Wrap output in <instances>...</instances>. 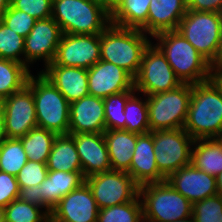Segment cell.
Returning a JSON list of instances; mask_svg holds the SVG:
<instances>
[{
	"mask_svg": "<svg viewBox=\"0 0 222 222\" xmlns=\"http://www.w3.org/2000/svg\"><path fill=\"white\" fill-rule=\"evenodd\" d=\"M84 182L82 172L48 171L47 177L39 187L41 199L52 210L64 196Z\"/></svg>",
	"mask_w": 222,
	"mask_h": 222,
	"instance_id": "24",
	"label": "cell"
},
{
	"mask_svg": "<svg viewBox=\"0 0 222 222\" xmlns=\"http://www.w3.org/2000/svg\"><path fill=\"white\" fill-rule=\"evenodd\" d=\"M98 209L125 204L139 195V186L123 171H108L85 178Z\"/></svg>",
	"mask_w": 222,
	"mask_h": 222,
	"instance_id": "11",
	"label": "cell"
},
{
	"mask_svg": "<svg viewBox=\"0 0 222 222\" xmlns=\"http://www.w3.org/2000/svg\"><path fill=\"white\" fill-rule=\"evenodd\" d=\"M62 34L59 24L52 17L36 20L24 39V64L29 68L41 59L45 67L52 63Z\"/></svg>",
	"mask_w": 222,
	"mask_h": 222,
	"instance_id": "14",
	"label": "cell"
},
{
	"mask_svg": "<svg viewBox=\"0 0 222 222\" xmlns=\"http://www.w3.org/2000/svg\"><path fill=\"white\" fill-rule=\"evenodd\" d=\"M0 222H6L5 221V208L0 206Z\"/></svg>",
	"mask_w": 222,
	"mask_h": 222,
	"instance_id": "48",
	"label": "cell"
},
{
	"mask_svg": "<svg viewBox=\"0 0 222 222\" xmlns=\"http://www.w3.org/2000/svg\"><path fill=\"white\" fill-rule=\"evenodd\" d=\"M2 118H0V142L2 141V139L4 138L3 137V132H2V121H1Z\"/></svg>",
	"mask_w": 222,
	"mask_h": 222,
	"instance_id": "51",
	"label": "cell"
},
{
	"mask_svg": "<svg viewBox=\"0 0 222 222\" xmlns=\"http://www.w3.org/2000/svg\"><path fill=\"white\" fill-rule=\"evenodd\" d=\"M48 175L46 163L28 160L16 176L19 188L40 185Z\"/></svg>",
	"mask_w": 222,
	"mask_h": 222,
	"instance_id": "38",
	"label": "cell"
},
{
	"mask_svg": "<svg viewBox=\"0 0 222 222\" xmlns=\"http://www.w3.org/2000/svg\"><path fill=\"white\" fill-rule=\"evenodd\" d=\"M52 18L63 34H101L111 24L99 0H53Z\"/></svg>",
	"mask_w": 222,
	"mask_h": 222,
	"instance_id": "4",
	"label": "cell"
},
{
	"mask_svg": "<svg viewBox=\"0 0 222 222\" xmlns=\"http://www.w3.org/2000/svg\"><path fill=\"white\" fill-rule=\"evenodd\" d=\"M151 133L156 165L166 179L191 163L194 139L184 128L157 130Z\"/></svg>",
	"mask_w": 222,
	"mask_h": 222,
	"instance_id": "9",
	"label": "cell"
},
{
	"mask_svg": "<svg viewBox=\"0 0 222 222\" xmlns=\"http://www.w3.org/2000/svg\"><path fill=\"white\" fill-rule=\"evenodd\" d=\"M136 91H123L112 94L104 100L105 128L126 130L124 108L128 98Z\"/></svg>",
	"mask_w": 222,
	"mask_h": 222,
	"instance_id": "34",
	"label": "cell"
},
{
	"mask_svg": "<svg viewBox=\"0 0 222 222\" xmlns=\"http://www.w3.org/2000/svg\"><path fill=\"white\" fill-rule=\"evenodd\" d=\"M217 139H218L219 142L222 144V133L217 137Z\"/></svg>",
	"mask_w": 222,
	"mask_h": 222,
	"instance_id": "52",
	"label": "cell"
},
{
	"mask_svg": "<svg viewBox=\"0 0 222 222\" xmlns=\"http://www.w3.org/2000/svg\"><path fill=\"white\" fill-rule=\"evenodd\" d=\"M30 75L31 70L25 64L0 58V96L5 99L22 90Z\"/></svg>",
	"mask_w": 222,
	"mask_h": 222,
	"instance_id": "28",
	"label": "cell"
},
{
	"mask_svg": "<svg viewBox=\"0 0 222 222\" xmlns=\"http://www.w3.org/2000/svg\"><path fill=\"white\" fill-rule=\"evenodd\" d=\"M166 181L192 204L218 194L216 177L198 170L192 163L172 173Z\"/></svg>",
	"mask_w": 222,
	"mask_h": 222,
	"instance_id": "17",
	"label": "cell"
},
{
	"mask_svg": "<svg viewBox=\"0 0 222 222\" xmlns=\"http://www.w3.org/2000/svg\"><path fill=\"white\" fill-rule=\"evenodd\" d=\"M222 13L187 10L177 31L210 63L219 62Z\"/></svg>",
	"mask_w": 222,
	"mask_h": 222,
	"instance_id": "7",
	"label": "cell"
},
{
	"mask_svg": "<svg viewBox=\"0 0 222 222\" xmlns=\"http://www.w3.org/2000/svg\"><path fill=\"white\" fill-rule=\"evenodd\" d=\"M209 80L222 95V62L210 65Z\"/></svg>",
	"mask_w": 222,
	"mask_h": 222,
	"instance_id": "43",
	"label": "cell"
},
{
	"mask_svg": "<svg viewBox=\"0 0 222 222\" xmlns=\"http://www.w3.org/2000/svg\"><path fill=\"white\" fill-rule=\"evenodd\" d=\"M124 0H101L105 9L112 14Z\"/></svg>",
	"mask_w": 222,
	"mask_h": 222,
	"instance_id": "44",
	"label": "cell"
},
{
	"mask_svg": "<svg viewBox=\"0 0 222 222\" xmlns=\"http://www.w3.org/2000/svg\"><path fill=\"white\" fill-rule=\"evenodd\" d=\"M153 134H137L130 169L127 172L140 187L149 183H160L166 178L159 172L154 156Z\"/></svg>",
	"mask_w": 222,
	"mask_h": 222,
	"instance_id": "21",
	"label": "cell"
},
{
	"mask_svg": "<svg viewBox=\"0 0 222 222\" xmlns=\"http://www.w3.org/2000/svg\"><path fill=\"white\" fill-rule=\"evenodd\" d=\"M69 135L74 139L84 178L112 170L103 133Z\"/></svg>",
	"mask_w": 222,
	"mask_h": 222,
	"instance_id": "18",
	"label": "cell"
},
{
	"mask_svg": "<svg viewBox=\"0 0 222 222\" xmlns=\"http://www.w3.org/2000/svg\"><path fill=\"white\" fill-rule=\"evenodd\" d=\"M152 38L182 83L209 80L210 63L177 30L163 31Z\"/></svg>",
	"mask_w": 222,
	"mask_h": 222,
	"instance_id": "3",
	"label": "cell"
},
{
	"mask_svg": "<svg viewBox=\"0 0 222 222\" xmlns=\"http://www.w3.org/2000/svg\"><path fill=\"white\" fill-rule=\"evenodd\" d=\"M0 20L6 24L12 31L26 37L36 22V19L26 12L13 8L11 5L2 14Z\"/></svg>",
	"mask_w": 222,
	"mask_h": 222,
	"instance_id": "37",
	"label": "cell"
},
{
	"mask_svg": "<svg viewBox=\"0 0 222 222\" xmlns=\"http://www.w3.org/2000/svg\"><path fill=\"white\" fill-rule=\"evenodd\" d=\"M97 222H144L139 195L133 201L125 204L100 209Z\"/></svg>",
	"mask_w": 222,
	"mask_h": 222,
	"instance_id": "31",
	"label": "cell"
},
{
	"mask_svg": "<svg viewBox=\"0 0 222 222\" xmlns=\"http://www.w3.org/2000/svg\"><path fill=\"white\" fill-rule=\"evenodd\" d=\"M186 12L187 0H151L147 23L140 30L151 37L176 30Z\"/></svg>",
	"mask_w": 222,
	"mask_h": 222,
	"instance_id": "22",
	"label": "cell"
},
{
	"mask_svg": "<svg viewBox=\"0 0 222 222\" xmlns=\"http://www.w3.org/2000/svg\"><path fill=\"white\" fill-rule=\"evenodd\" d=\"M100 60V34H62L56 65L89 69Z\"/></svg>",
	"mask_w": 222,
	"mask_h": 222,
	"instance_id": "13",
	"label": "cell"
},
{
	"mask_svg": "<svg viewBox=\"0 0 222 222\" xmlns=\"http://www.w3.org/2000/svg\"><path fill=\"white\" fill-rule=\"evenodd\" d=\"M151 0H124L111 14V23L117 26L141 29L147 23Z\"/></svg>",
	"mask_w": 222,
	"mask_h": 222,
	"instance_id": "27",
	"label": "cell"
},
{
	"mask_svg": "<svg viewBox=\"0 0 222 222\" xmlns=\"http://www.w3.org/2000/svg\"><path fill=\"white\" fill-rule=\"evenodd\" d=\"M69 134L103 133L105 128L104 100L87 95L70 103Z\"/></svg>",
	"mask_w": 222,
	"mask_h": 222,
	"instance_id": "19",
	"label": "cell"
},
{
	"mask_svg": "<svg viewBox=\"0 0 222 222\" xmlns=\"http://www.w3.org/2000/svg\"><path fill=\"white\" fill-rule=\"evenodd\" d=\"M140 29L110 24L100 34V60L122 67L135 77L144 51L152 42Z\"/></svg>",
	"mask_w": 222,
	"mask_h": 222,
	"instance_id": "2",
	"label": "cell"
},
{
	"mask_svg": "<svg viewBox=\"0 0 222 222\" xmlns=\"http://www.w3.org/2000/svg\"><path fill=\"white\" fill-rule=\"evenodd\" d=\"M195 222H222V195L216 194L193 203Z\"/></svg>",
	"mask_w": 222,
	"mask_h": 222,
	"instance_id": "36",
	"label": "cell"
},
{
	"mask_svg": "<svg viewBox=\"0 0 222 222\" xmlns=\"http://www.w3.org/2000/svg\"><path fill=\"white\" fill-rule=\"evenodd\" d=\"M144 100L137 97L135 92L128 98L124 108L127 131L136 134H145L150 132L146 95Z\"/></svg>",
	"mask_w": 222,
	"mask_h": 222,
	"instance_id": "32",
	"label": "cell"
},
{
	"mask_svg": "<svg viewBox=\"0 0 222 222\" xmlns=\"http://www.w3.org/2000/svg\"><path fill=\"white\" fill-rule=\"evenodd\" d=\"M98 211L91 189L84 182L52 208L50 222H97Z\"/></svg>",
	"mask_w": 222,
	"mask_h": 222,
	"instance_id": "16",
	"label": "cell"
},
{
	"mask_svg": "<svg viewBox=\"0 0 222 222\" xmlns=\"http://www.w3.org/2000/svg\"><path fill=\"white\" fill-rule=\"evenodd\" d=\"M187 10L222 13V0H187Z\"/></svg>",
	"mask_w": 222,
	"mask_h": 222,
	"instance_id": "42",
	"label": "cell"
},
{
	"mask_svg": "<svg viewBox=\"0 0 222 222\" xmlns=\"http://www.w3.org/2000/svg\"><path fill=\"white\" fill-rule=\"evenodd\" d=\"M123 91H135L134 77L122 67L99 60L88 69L89 95L105 99Z\"/></svg>",
	"mask_w": 222,
	"mask_h": 222,
	"instance_id": "15",
	"label": "cell"
},
{
	"mask_svg": "<svg viewBox=\"0 0 222 222\" xmlns=\"http://www.w3.org/2000/svg\"><path fill=\"white\" fill-rule=\"evenodd\" d=\"M191 163L198 170L216 177L222 172V144L217 138L195 139Z\"/></svg>",
	"mask_w": 222,
	"mask_h": 222,
	"instance_id": "26",
	"label": "cell"
},
{
	"mask_svg": "<svg viewBox=\"0 0 222 222\" xmlns=\"http://www.w3.org/2000/svg\"><path fill=\"white\" fill-rule=\"evenodd\" d=\"M6 222H50V215L41 207L19 198L5 207Z\"/></svg>",
	"mask_w": 222,
	"mask_h": 222,
	"instance_id": "33",
	"label": "cell"
},
{
	"mask_svg": "<svg viewBox=\"0 0 222 222\" xmlns=\"http://www.w3.org/2000/svg\"><path fill=\"white\" fill-rule=\"evenodd\" d=\"M40 185H35L33 187L21 188L19 191L18 198L22 201L34 204L43 208L49 215L51 214V209L42 201L41 194L39 191Z\"/></svg>",
	"mask_w": 222,
	"mask_h": 222,
	"instance_id": "41",
	"label": "cell"
},
{
	"mask_svg": "<svg viewBox=\"0 0 222 222\" xmlns=\"http://www.w3.org/2000/svg\"><path fill=\"white\" fill-rule=\"evenodd\" d=\"M191 93L192 84L182 83L175 89L146 96L150 132L183 128Z\"/></svg>",
	"mask_w": 222,
	"mask_h": 222,
	"instance_id": "8",
	"label": "cell"
},
{
	"mask_svg": "<svg viewBox=\"0 0 222 222\" xmlns=\"http://www.w3.org/2000/svg\"><path fill=\"white\" fill-rule=\"evenodd\" d=\"M219 62H222V28H221L220 45H219Z\"/></svg>",
	"mask_w": 222,
	"mask_h": 222,
	"instance_id": "47",
	"label": "cell"
},
{
	"mask_svg": "<svg viewBox=\"0 0 222 222\" xmlns=\"http://www.w3.org/2000/svg\"><path fill=\"white\" fill-rule=\"evenodd\" d=\"M172 222H195L193 216H190L186 219L178 220V221H172Z\"/></svg>",
	"mask_w": 222,
	"mask_h": 222,
	"instance_id": "49",
	"label": "cell"
},
{
	"mask_svg": "<svg viewBox=\"0 0 222 222\" xmlns=\"http://www.w3.org/2000/svg\"><path fill=\"white\" fill-rule=\"evenodd\" d=\"M28 158L19 138H3L0 142V171L17 176Z\"/></svg>",
	"mask_w": 222,
	"mask_h": 222,
	"instance_id": "30",
	"label": "cell"
},
{
	"mask_svg": "<svg viewBox=\"0 0 222 222\" xmlns=\"http://www.w3.org/2000/svg\"><path fill=\"white\" fill-rule=\"evenodd\" d=\"M113 171L128 172L137 143V134L124 129L103 132Z\"/></svg>",
	"mask_w": 222,
	"mask_h": 222,
	"instance_id": "23",
	"label": "cell"
},
{
	"mask_svg": "<svg viewBox=\"0 0 222 222\" xmlns=\"http://www.w3.org/2000/svg\"><path fill=\"white\" fill-rule=\"evenodd\" d=\"M30 75L27 86L32 90L37 126L56 133L69 134L70 103L40 72Z\"/></svg>",
	"mask_w": 222,
	"mask_h": 222,
	"instance_id": "5",
	"label": "cell"
},
{
	"mask_svg": "<svg viewBox=\"0 0 222 222\" xmlns=\"http://www.w3.org/2000/svg\"><path fill=\"white\" fill-rule=\"evenodd\" d=\"M183 128L194 140L217 138L222 133V95L210 80L192 84Z\"/></svg>",
	"mask_w": 222,
	"mask_h": 222,
	"instance_id": "1",
	"label": "cell"
},
{
	"mask_svg": "<svg viewBox=\"0 0 222 222\" xmlns=\"http://www.w3.org/2000/svg\"><path fill=\"white\" fill-rule=\"evenodd\" d=\"M218 193L222 195V172L216 176Z\"/></svg>",
	"mask_w": 222,
	"mask_h": 222,
	"instance_id": "46",
	"label": "cell"
},
{
	"mask_svg": "<svg viewBox=\"0 0 222 222\" xmlns=\"http://www.w3.org/2000/svg\"><path fill=\"white\" fill-rule=\"evenodd\" d=\"M144 222H172L192 216L193 204L167 181L139 187Z\"/></svg>",
	"mask_w": 222,
	"mask_h": 222,
	"instance_id": "6",
	"label": "cell"
},
{
	"mask_svg": "<svg viewBox=\"0 0 222 222\" xmlns=\"http://www.w3.org/2000/svg\"><path fill=\"white\" fill-rule=\"evenodd\" d=\"M48 171L82 172L74 139L69 135H57L46 162Z\"/></svg>",
	"mask_w": 222,
	"mask_h": 222,
	"instance_id": "25",
	"label": "cell"
},
{
	"mask_svg": "<svg viewBox=\"0 0 222 222\" xmlns=\"http://www.w3.org/2000/svg\"><path fill=\"white\" fill-rule=\"evenodd\" d=\"M182 84L161 50L151 42L144 51L139 72L134 77V89L143 96L177 88Z\"/></svg>",
	"mask_w": 222,
	"mask_h": 222,
	"instance_id": "10",
	"label": "cell"
},
{
	"mask_svg": "<svg viewBox=\"0 0 222 222\" xmlns=\"http://www.w3.org/2000/svg\"><path fill=\"white\" fill-rule=\"evenodd\" d=\"M40 73L60 91L69 103L89 95L87 69L56 65L52 62Z\"/></svg>",
	"mask_w": 222,
	"mask_h": 222,
	"instance_id": "20",
	"label": "cell"
},
{
	"mask_svg": "<svg viewBox=\"0 0 222 222\" xmlns=\"http://www.w3.org/2000/svg\"><path fill=\"white\" fill-rule=\"evenodd\" d=\"M19 185L15 176L0 171V206L6 207L19 196Z\"/></svg>",
	"mask_w": 222,
	"mask_h": 222,
	"instance_id": "40",
	"label": "cell"
},
{
	"mask_svg": "<svg viewBox=\"0 0 222 222\" xmlns=\"http://www.w3.org/2000/svg\"><path fill=\"white\" fill-rule=\"evenodd\" d=\"M3 105H4V98L0 96V118H2L3 114Z\"/></svg>",
	"mask_w": 222,
	"mask_h": 222,
	"instance_id": "50",
	"label": "cell"
},
{
	"mask_svg": "<svg viewBox=\"0 0 222 222\" xmlns=\"http://www.w3.org/2000/svg\"><path fill=\"white\" fill-rule=\"evenodd\" d=\"M53 0H10V5L36 20L52 17Z\"/></svg>",
	"mask_w": 222,
	"mask_h": 222,
	"instance_id": "39",
	"label": "cell"
},
{
	"mask_svg": "<svg viewBox=\"0 0 222 222\" xmlns=\"http://www.w3.org/2000/svg\"><path fill=\"white\" fill-rule=\"evenodd\" d=\"M10 0H0V18L2 14L9 8Z\"/></svg>",
	"mask_w": 222,
	"mask_h": 222,
	"instance_id": "45",
	"label": "cell"
},
{
	"mask_svg": "<svg viewBox=\"0 0 222 222\" xmlns=\"http://www.w3.org/2000/svg\"><path fill=\"white\" fill-rule=\"evenodd\" d=\"M1 121L4 138H21L38 127L34 97L27 85L4 99Z\"/></svg>",
	"mask_w": 222,
	"mask_h": 222,
	"instance_id": "12",
	"label": "cell"
},
{
	"mask_svg": "<svg viewBox=\"0 0 222 222\" xmlns=\"http://www.w3.org/2000/svg\"><path fill=\"white\" fill-rule=\"evenodd\" d=\"M24 39L0 20L1 59L13 60L24 64Z\"/></svg>",
	"mask_w": 222,
	"mask_h": 222,
	"instance_id": "35",
	"label": "cell"
},
{
	"mask_svg": "<svg viewBox=\"0 0 222 222\" xmlns=\"http://www.w3.org/2000/svg\"><path fill=\"white\" fill-rule=\"evenodd\" d=\"M56 137V133L36 127L19 139L28 160L46 163Z\"/></svg>",
	"mask_w": 222,
	"mask_h": 222,
	"instance_id": "29",
	"label": "cell"
}]
</instances>
